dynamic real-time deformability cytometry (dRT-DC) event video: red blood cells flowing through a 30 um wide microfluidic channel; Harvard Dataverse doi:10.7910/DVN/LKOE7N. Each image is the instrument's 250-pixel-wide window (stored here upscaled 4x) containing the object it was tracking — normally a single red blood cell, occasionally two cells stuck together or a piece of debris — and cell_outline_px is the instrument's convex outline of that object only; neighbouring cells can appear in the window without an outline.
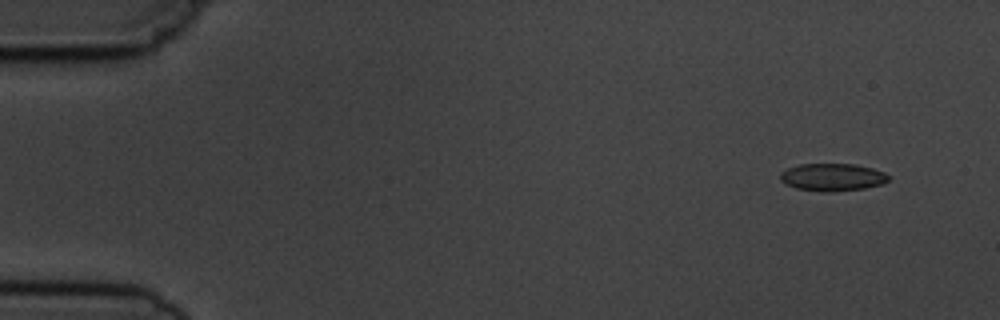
{"species": "common noctule bat (a hibernating species)", "species_latin": "Nyctalus noctula", "temperature_condition": "cold", "stored_images_in_passage": 8, "camera_frame_rate_fps": 3000, "um_per_image_px": 0.085, "animal": {"sex": "male", "body_mass_g": 19.5, "forearm_length_mm": 54.6}, "frame": {"image": 1, "passage_image": 1, "time_ms": 0.0, "image_size_px": [1000, 320], "cell_outline_px": [[888, 180], [884, 184], [864, 188], [832, 192], [824, 192], [796, 188], [784, 184], [780, 180], [780, 172], [788, 168], [800, 164], [856, 164], [872, 168], [884, 172], [888, 176]], "centroid_in_image_um": [70.74, 15.06], "position_along_channel_um": 14.3, "area_um2": 17.46}}
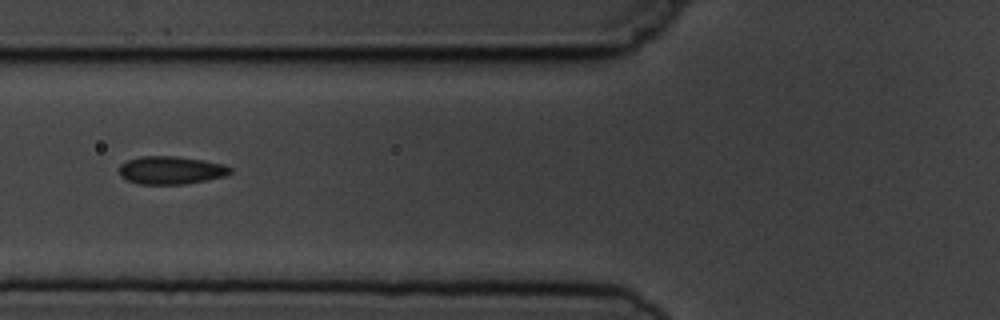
{"frame": {"image": 2, "passage_image": 5, "time_ms": 5.667, "image_size_px": [1000, 320], "cell_outline_px": [[232, 172], [224, 176], [208, 180], [184, 184], [140, 184], [128, 180], [120, 176], [120, 164], [128, 160], [140, 156], [176, 156], [204, 160], [224, 164], [232, 168]], "centroid_in_image_um": [14.55, 14.46], "position_along_channel_um": 111.2, "area_um2": 18.15}}
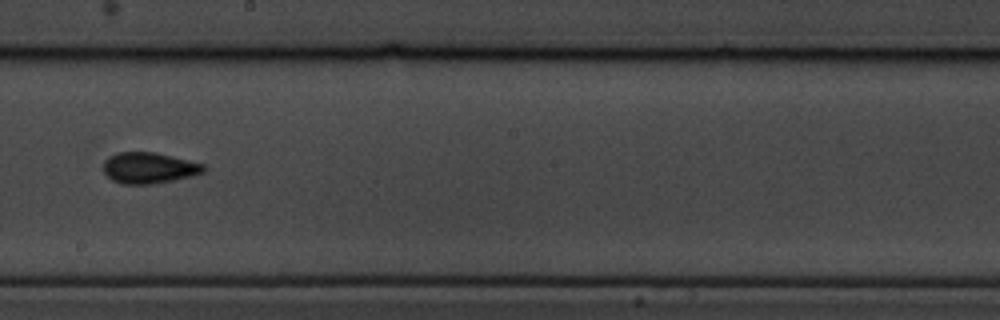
{"frame": {"image": 3, "passage_image": 8, "time_ms": 9.0, "image_size_px": [1000, 320], "cell_outline_px": [[208, 168], [204, 172], [192, 176], [152, 184], [120, 184], [112, 180], [104, 172], [104, 160], [108, 156], [116, 152], [156, 152], [204, 164]], "centroid_in_image_um": [12.66, 14.27], "position_along_channel_um": 235.5, "area_um2": 18.26}}